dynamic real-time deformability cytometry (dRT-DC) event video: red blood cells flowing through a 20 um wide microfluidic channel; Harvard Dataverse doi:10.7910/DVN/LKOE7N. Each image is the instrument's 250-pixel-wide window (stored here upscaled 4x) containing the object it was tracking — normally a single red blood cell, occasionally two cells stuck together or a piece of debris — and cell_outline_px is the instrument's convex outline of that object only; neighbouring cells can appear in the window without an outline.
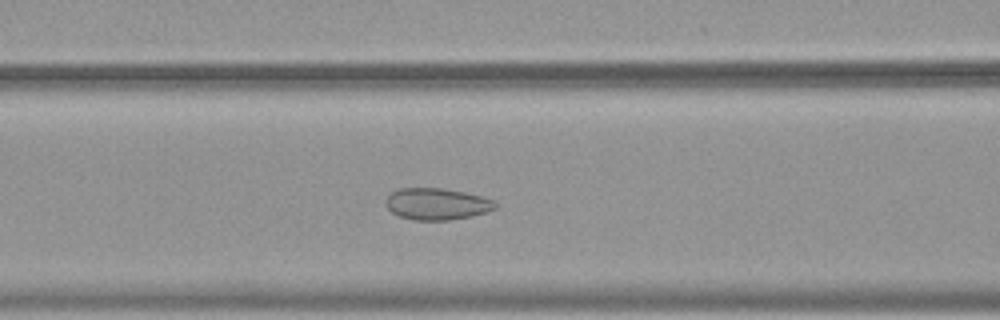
{"species": "common noctule bat (a hibernating species)", "species_latin": "Nyctalus noctula", "temperature_condition": "warm", "stored_images_in_passage": 50, "camera_frame_rate_fps": 3000, "um_per_image_px": 0.085, "animal": {"sex": "female", "body_mass_g": 19.9}, "frame": {"image": 1, "passage_image": 19, "time_ms": 6.0, "image_size_px": [1000, 320], "cell_outline_px": [[496, 208], [488, 212], [472, 216], [448, 220], [412, 220], [400, 216], [392, 212], [388, 208], [384, 200], [392, 192], [400, 188], [444, 188], [464, 192], [496, 200]], "centroid_in_image_um": [37.15, 17.33], "position_along_channel_um": 129.5, "area_um2": 20.29}}
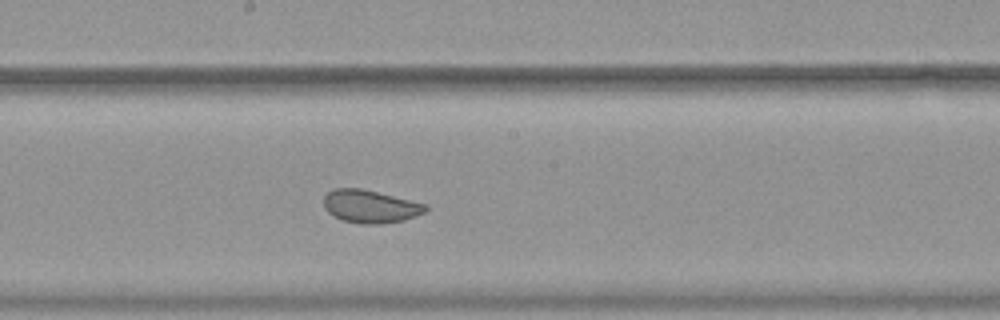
{"frame": {"image": 2, "passage_image": 26, "time_ms": 8.333, "image_size_px": [1000, 320], "cell_outline_px": [[428, 208], [424, 212], [416, 216], [404, 220], [380, 224], [360, 224], [344, 220], [332, 216], [324, 208], [324, 196], [332, 188], [360, 188], [428, 204]], "centroid_in_image_um": [31.46, 17.55], "position_along_channel_um": 216.7, "area_um2": 19.59}}
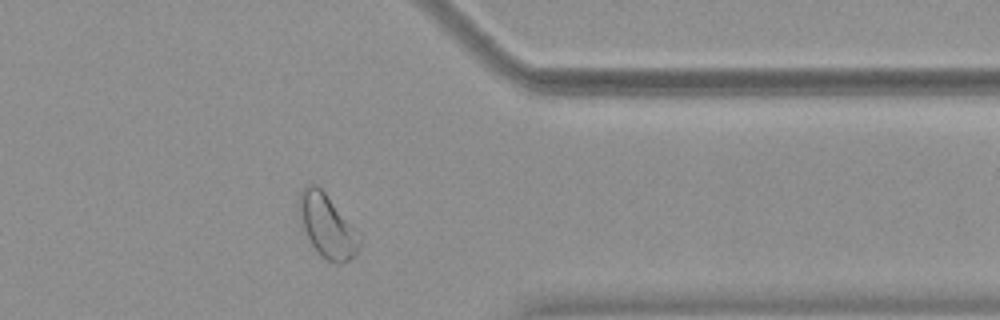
{"frame": {"image": 3, "passage_image": 40, "time_ms": 13.0, "image_size_px": [1000, 320], "cell_outline_px": [[360, 248], [344, 264], [340, 264], [324, 260], [320, 256], [300, 228], [296, 208], [300, 192], [308, 184], [316, 184], [324, 192], [360, 232]], "centroid_in_image_um": [27.76, 19.21], "position_along_channel_um": 383.6, "area_um2": 22.95}, "authors_computed_cell_mechanics": {"area_um2": 23.12, "velocity_mm_per_s": 3.7547, "shape_relaxation_time_tau1_ms": 8.4679, "shape_relaxation_time_tau2_ms": 0.8439, "deformation_change_tau1": 0.0794, "deformation_change_tau2": 0.0551}}